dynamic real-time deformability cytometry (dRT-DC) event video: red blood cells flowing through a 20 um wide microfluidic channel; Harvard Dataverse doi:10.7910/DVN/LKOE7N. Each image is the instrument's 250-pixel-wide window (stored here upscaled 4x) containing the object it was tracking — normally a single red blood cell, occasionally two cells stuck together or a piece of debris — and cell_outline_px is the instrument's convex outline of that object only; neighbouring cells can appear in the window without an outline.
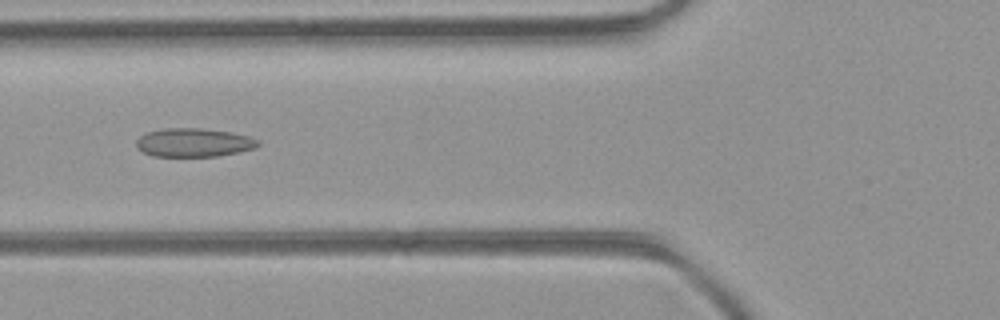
{"species": "common noctule bat (a hibernating species)", "species_latin": "Nyctalus noctula", "temperature_condition": "room temperature", "stored_images_in_passage": 52, "camera_frame_rate_fps": 3000, "um_per_image_px": 0.085, "animal": {"sex": "female", "body_mass_g": 21.9}, "frame": {"image": 1, "passage_image": 20, "time_ms": 6.333, "image_size_px": [1000, 320], "cell_outline_px": [[260, 144], [256, 148], [240, 152], [216, 156], [152, 156], [136, 148], [136, 140], [140, 136], [148, 132], [164, 128], [200, 128], [232, 132], [248, 136], [260, 140]], "centroid_in_image_um": [16.49, 12.11], "position_along_channel_um": 109.3, "area_um2": 20.4}}
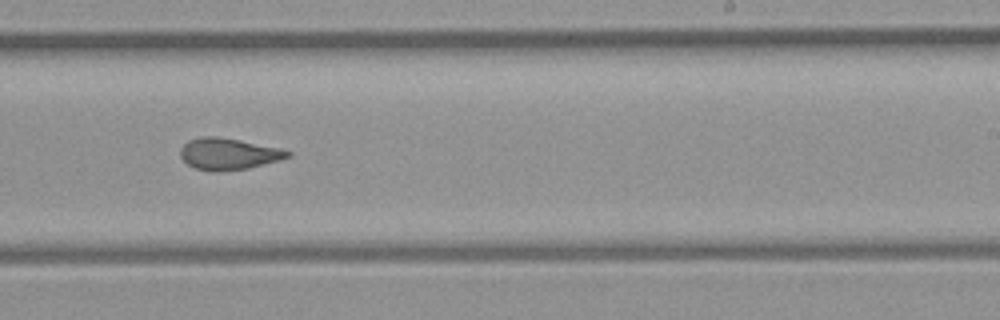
{"frame": {"image": 2, "passage_image": 32, "time_ms": 10.333, "image_size_px": [1000, 320], "cell_outline_px": [[292, 156], [280, 160], [248, 168], [216, 172], [212, 172], [196, 168], [188, 164], [180, 156], [180, 148], [188, 140], [200, 136], [216, 136], [240, 140], [280, 148], [292, 152]], "centroid_in_image_um": [19.42, 13.07], "position_along_channel_um": 269.6, "area_um2": 19.83}}
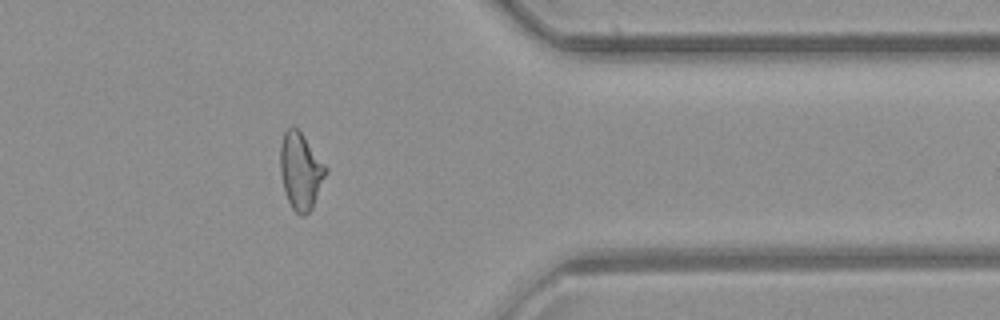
{"frame": {"image": 3, "passage_image": 42, "time_ms": 13.667, "image_size_px": [1000, 320], "cell_outline_px": [[328, 172], [312, 208], [304, 216], [300, 216], [292, 208], [284, 192], [280, 172], [280, 144], [284, 132], [288, 128], [296, 128], [304, 136], [328, 168]], "centroid_in_image_um": [25.56, 14.55], "position_along_channel_um": 385.8, "area_um2": 20.4}, "authors_computed_cell_mechanics": {"area_um2": 20.7791, "velocity_mm_per_s": 4.0033, "shape_relaxation_time_tau1_ms": null, "shape_relaxation_time_tau2_ms": 1.8993, "deformation_change_tau1": null, "deformation_change_tau2": 0.0761}}